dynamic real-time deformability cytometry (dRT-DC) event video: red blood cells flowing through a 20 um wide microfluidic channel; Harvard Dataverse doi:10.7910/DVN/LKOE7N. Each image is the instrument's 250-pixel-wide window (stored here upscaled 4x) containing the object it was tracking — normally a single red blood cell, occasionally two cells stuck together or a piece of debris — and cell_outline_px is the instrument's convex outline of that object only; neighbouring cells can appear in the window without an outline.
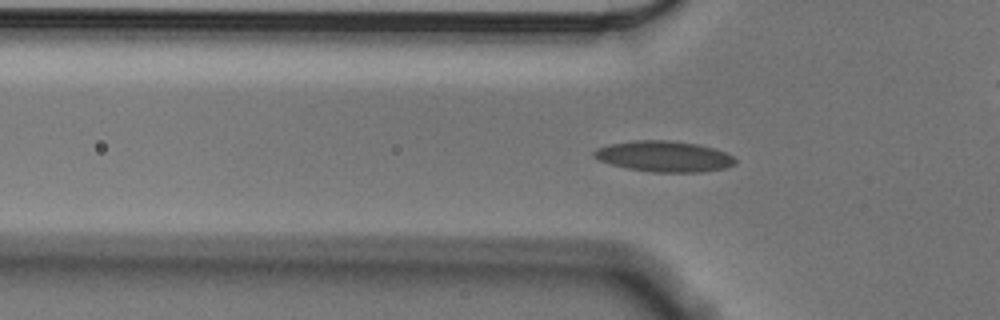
{"species": "Egyptian fruit bat (a non-hibernating species)", "species_latin": "Rousettus aegyptiacus", "temperature_condition": "cold", "stored_images_in_passage": 50, "camera_frame_rate_fps": 3000, "um_per_image_px": 0.085, "animal": {"sex": "male"}, "frame": {"image": 1, "passage_image": 11, "time_ms": 3.333, "image_size_px": [1000, 320], "cell_outline_px": [[736, 164], [728, 168], [700, 172], [652, 172], [628, 168], [612, 164], [600, 160], [592, 156], [592, 152], [596, 148], [608, 144], [632, 140], [668, 140], [696, 144], [712, 148], [724, 152], [732, 156], [736, 160]], "centroid_in_image_um": [56.43, 13.29], "position_along_channel_um": 69.4, "area_um2": 25.37}}
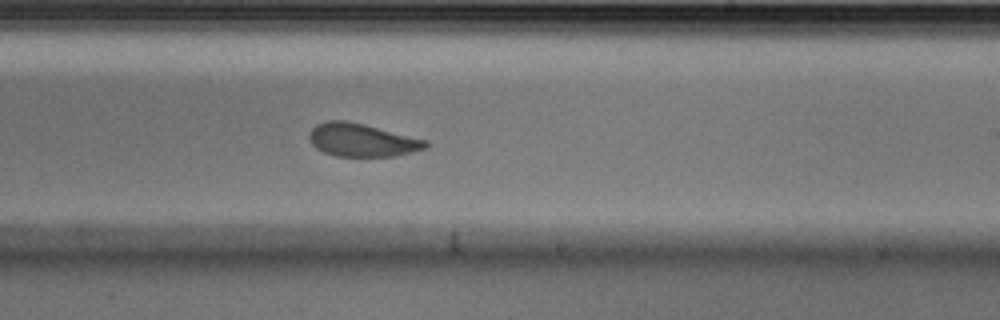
{"frame": {"image": 2, "passage_image": 27, "time_ms": 8.667, "image_size_px": [1000, 320], "cell_outline_px": [[428, 144], [424, 148], [412, 152], [396, 156], [336, 156], [324, 152], [316, 148], [312, 144], [308, 136], [312, 128], [316, 124], [328, 120], [348, 120], [428, 140]], "centroid_in_image_um": [30.75, 11.89], "position_along_channel_um": 258.3, "area_um2": 22.43}}
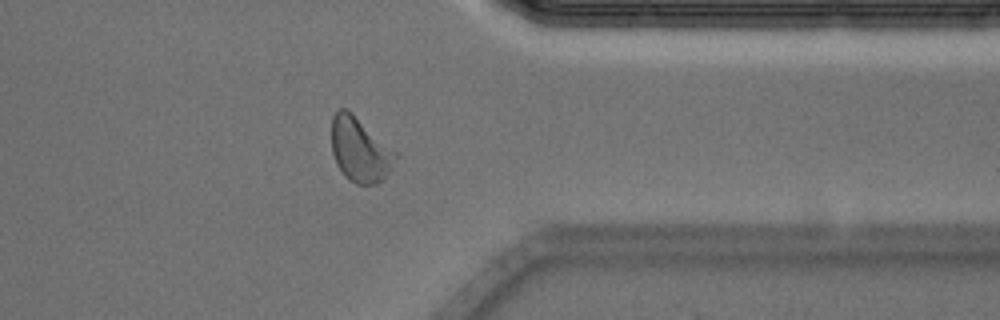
{"frame": {"image": 3, "passage_image": 38, "time_ms": 12.333, "image_size_px": [1000, 320], "cell_outline_px": [[400, 156], [392, 168], [376, 184], [356, 184], [344, 176], [336, 164], [332, 152], [332, 116], [340, 108], [344, 108], [352, 112], [400, 152]], "centroid_in_image_um": [30.64, 12.71], "position_along_channel_um": 380.8, "area_um2": 24.57}, "authors_computed_cell_mechanics": {"area_um2": 23.2934, "velocity_mm_per_s": 3.5311, "shape_relaxation_time_tau1_ms": 6.1014, "shape_relaxation_time_tau2_ms": 1.5941, "deformation_change_tau1": 0.1446, "deformation_change_tau2": 0.0608}}